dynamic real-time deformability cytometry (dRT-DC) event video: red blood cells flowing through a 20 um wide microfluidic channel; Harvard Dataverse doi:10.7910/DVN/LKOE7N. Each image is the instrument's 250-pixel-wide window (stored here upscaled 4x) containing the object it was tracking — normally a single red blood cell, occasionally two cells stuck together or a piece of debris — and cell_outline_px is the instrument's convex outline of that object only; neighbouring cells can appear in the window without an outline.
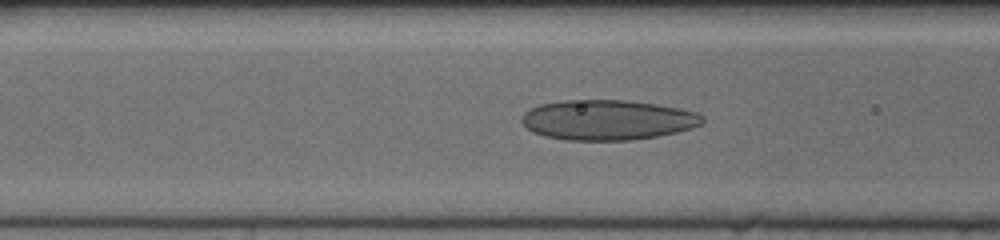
{"species": "human", "species_latin": "Homo sapiens", "temperature_condition": "cold", "stored_images_in_passage": 36, "camera_frame_rate_fps": 3000, "um_per_image_px": 0.085, "donor": {"sex": "female"}, "frame": {"image": 1, "passage_image": 5, "time_ms": 1.333, "image_size_px": [1000, 240], "cell_outline_px": [[704, 120], [700, 124], [692, 128], [676, 132], [656, 136], [632, 140], [564, 140], [544, 136], [532, 132], [520, 120], [524, 112], [528, 108], [540, 104], [564, 100], [628, 100], [656, 104], [696, 112]], "centroid_in_image_um": [51.58, 10.19], "position_along_channel_um": 115.0, "area_um2": 42.19}}
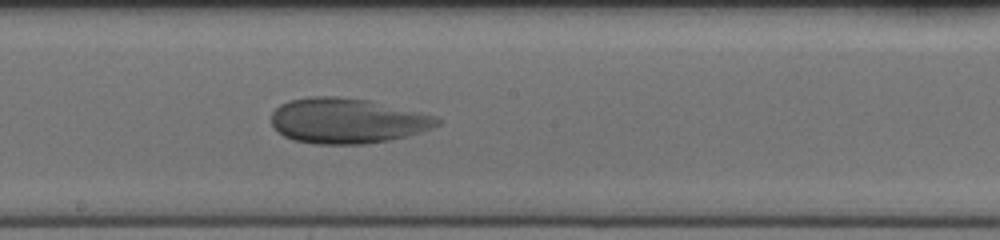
{"frame": {"image": 2, "passage_image": 13, "time_ms": 4.0, "image_size_px": [1000, 240], "cell_outline_px": [[440, 124], [420, 132], [388, 140], [368, 144], [316, 144], [292, 140], [284, 136], [272, 124], [272, 112], [280, 104], [288, 100], [308, 96], [336, 96], [368, 100], [436, 116], [440, 120]], "centroid_in_image_um": [29.47, 10.26], "position_along_channel_um": 218.7, "area_um2": 43.58}}
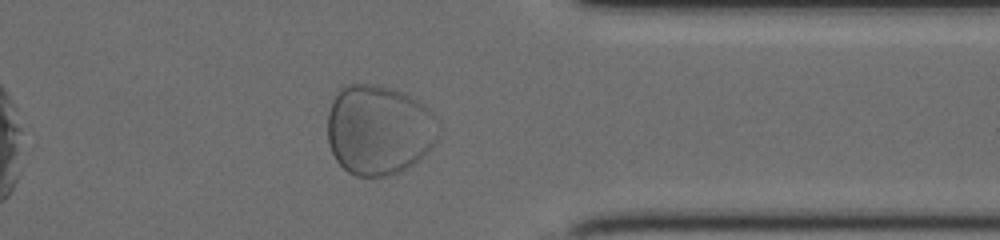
{"frame": {"image": 3, "passage_image": 26, "time_ms": 8.333, "image_size_px": [1000, 240], "cell_outline_px": [[440, 136], [436, 144], [428, 152], [412, 164], [396, 172], [384, 176], [356, 176], [348, 172], [336, 160], [332, 152], [328, 140], [328, 112], [332, 100], [340, 88], [344, 84], [380, 84], [392, 88], [416, 100], [428, 108], [436, 116], [440, 128]], "centroid_in_image_um": [32.21, 11.02], "position_along_channel_um": 379.2, "area_um2": 58.55}}